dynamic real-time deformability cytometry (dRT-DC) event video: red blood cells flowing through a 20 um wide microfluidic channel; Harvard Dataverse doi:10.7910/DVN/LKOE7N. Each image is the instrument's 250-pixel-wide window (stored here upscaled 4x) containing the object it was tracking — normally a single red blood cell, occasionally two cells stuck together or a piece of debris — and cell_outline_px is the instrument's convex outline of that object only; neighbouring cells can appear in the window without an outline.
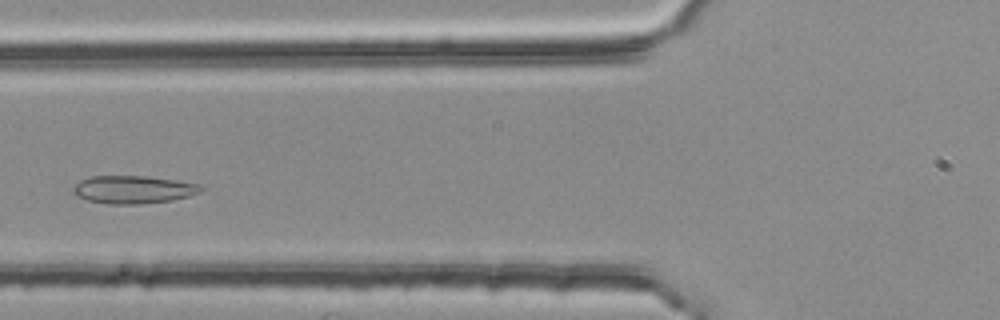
{"species": "common noctule bat (a hibernating species)", "species_latin": "Nyctalus noctula", "temperature_condition": "room temperature", "stored_images_in_passage": 8, "camera_frame_rate_fps": 3000, "um_per_image_px": 0.085, "animal": {"sex": "female", "body_mass_g": 25.1}, "frame": {"image": 1, "passage_image": 6, "time_ms": 1.667, "image_size_px": [1000, 320], "cell_outline_px": [[204, 188], [200, 192], [188, 196], [172, 200], [140, 204], [112, 204], [88, 200], [76, 196], [72, 192], [72, 188], [80, 180], [92, 176], [144, 176], [176, 180], [200, 184]], "centroid_in_image_um": [11.32, 16.11], "position_along_channel_um": 114.5, "area_um2": 20.69}}
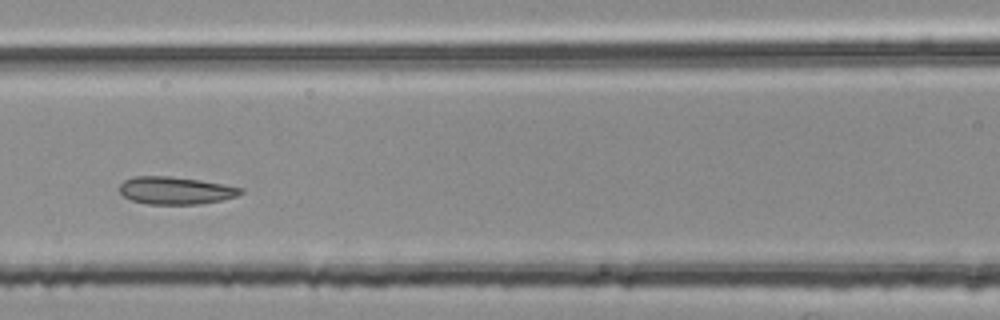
{"frame": {"image": 2, "passage_image": 7, "time_ms": 2.0, "image_size_px": [1000, 320], "cell_outline_px": [[244, 192], [236, 196], [220, 200], [200, 204], [148, 204], [132, 200], [124, 196], [120, 192], [120, 184], [124, 180], [132, 176], [172, 176], [200, 180], [224, 184], [244, 188]], "centroid_in_image_um": [14.93, 16.18], "position_along_channel_um": 151.7, "area_um2": 19.48}}
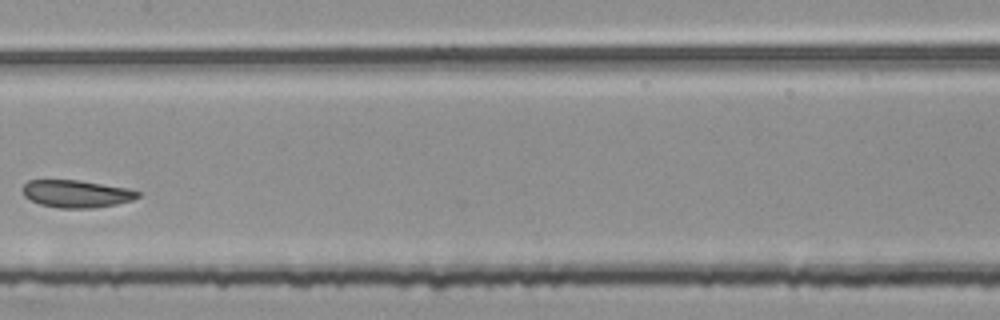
{"frame": {"image": 3, "passage_image": 8, "time_ms": 2.333, "image_size_px": [1000, 320], "cell_outline_px": [[140, 196], [132, 200], [116, 204], [92, 208], [60, 208], [40, 204], [24, 196], [24, 184], [28, 180], [80, 180], [128, 188], [140, 192]], "centroid_in_image_um": [6.52, 16.46], "position_along_channel_um": 200.9, "area_um2": 18.32}}